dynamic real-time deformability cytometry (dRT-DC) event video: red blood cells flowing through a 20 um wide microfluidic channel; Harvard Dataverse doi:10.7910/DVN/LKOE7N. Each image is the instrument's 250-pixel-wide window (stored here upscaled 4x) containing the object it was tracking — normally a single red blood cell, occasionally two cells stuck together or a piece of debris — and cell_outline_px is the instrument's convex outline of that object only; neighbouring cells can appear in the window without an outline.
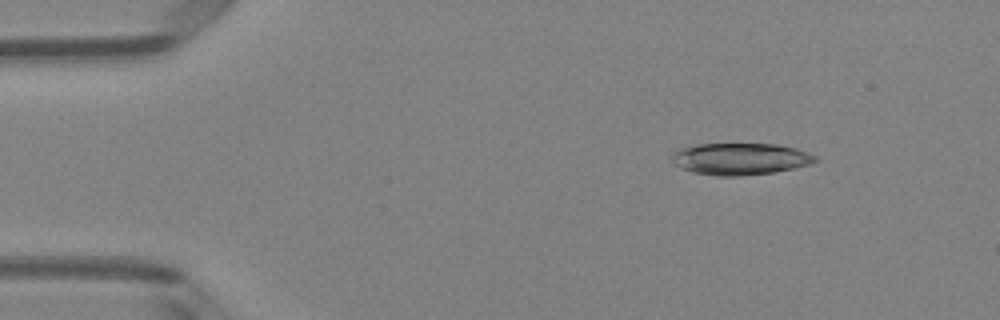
{"species": "Egyptian fruit bat (a non-hibernating species)", "species_latin": "Rousettus aegyptiacus", "temperature_condition": "room temperature", "stored_images_in_passage": 49, "camera_frame_rate_fps": 3000, "um_per_image_px": 0.085, "animal": {"sex": "female"}, "frame": {"image": 1, "passage_image": 6, "time_ms": 1.667, "image_size_px": [1000, 320], "cell_outline_px": [[820, 160], [812, 164], [772, 172], [740, 176], [716, 176], [692, 172], [680, 168], [672, 164], [672, 156], [680, 148], [696, 144], [776, 144], [796, 148], [808, 152], [816, 156]], "centroid_in_image_um": [62.92, 13.51], "position_along_channel_um": 22.1, "area_um2": 26.7}}
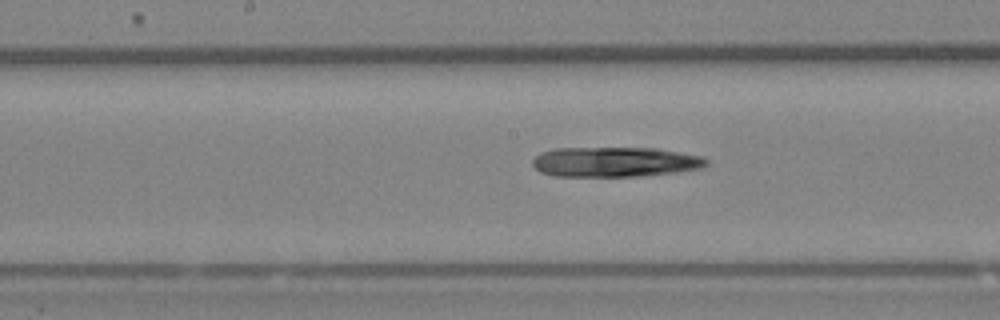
{"frame": {"image": 2, "passage_image": 25, "time_ms": 8.0, "image_size_px": [1000, 320], "cell_outline_px": [[708, 164], [704, 168], [680, 172], [644, 176], [552, 176], [540, 172], [532, 164], [532, 160], [540, 152], [556, 148], [656, 148], [704, 156], [708, 160]], "centroid_in_image_um": [52.32, 13.77], "position_along_channel_um": 195.9, "area_um2": 30.75}}
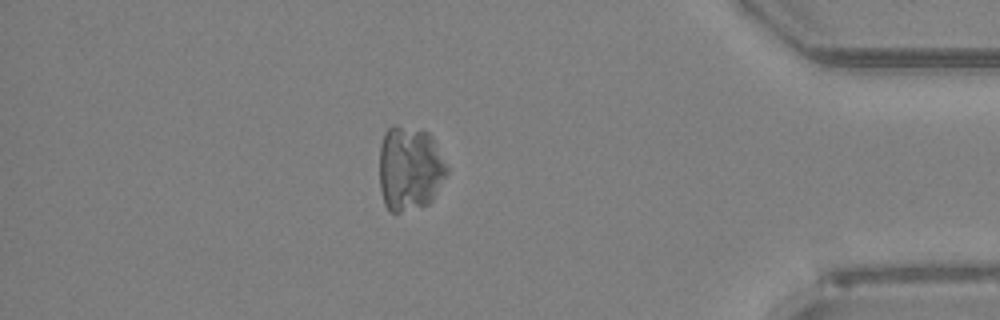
{"frame": {"image": 3, "passage_image": 43, "time_ms": 14.0, "image_size_px": [1000, 320], "cell_outline_px": [[448, 172], [432, 200], [428, 204], [400, 212], [392, 212], [384, 204], [380, 188], [380, 144], [384, 132], [392, 124], [396, 124], [424, 128], [432, 136], [448, 168]], "centroid_in_image_um": [34.82, 14.26], "position_along_channel_um": 400.4, "area_um2": 33.7}}